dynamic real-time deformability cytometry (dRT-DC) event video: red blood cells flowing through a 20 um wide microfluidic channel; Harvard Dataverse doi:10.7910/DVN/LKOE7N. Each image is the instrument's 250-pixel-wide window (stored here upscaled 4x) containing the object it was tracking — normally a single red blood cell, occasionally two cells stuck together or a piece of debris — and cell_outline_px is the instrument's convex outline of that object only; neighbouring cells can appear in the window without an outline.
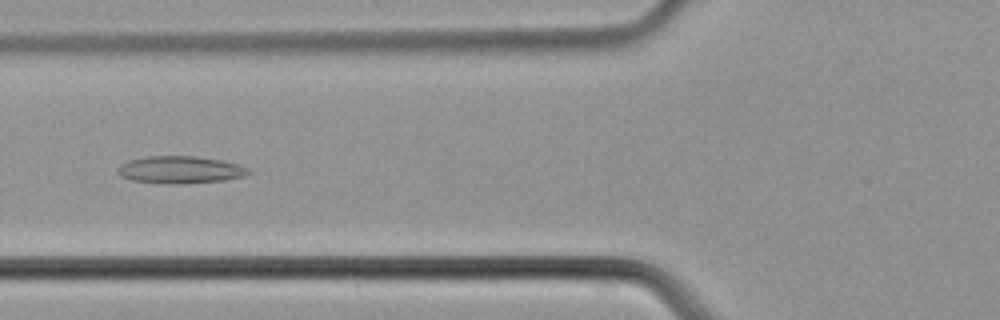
{"species": "common noctule bat (a hibernating species)", "species_latin": "Nyctalus noctula", "temperature_condition": "cold", "stored_images_in_passage": 37, "camera_frame_rate_fps": 3000, "um_per_image_px": 0.085, "animal": {"sex": "male", "body_mass_g": 21.5, "forearm_length_mm": 52.0}, "frame": {"image": 1, "passage_image": 7, "time_ms": 2.0, "image_size_px": [1000, 320], "cell_outline_px": [[252, 172], [244, 176], [224, 180], [184, 184], [164, 184], [132, 180], [120, 176], [116, 172], [116, 168], [120, 164], [128, 160], [148, 156], [196, 156], [220, 160], [240, 164], [248, 168]], "centroid_in_image_um": [15.29, 14.43], "position_along_channel_um": 110.5, "area_um2": 21.1}}
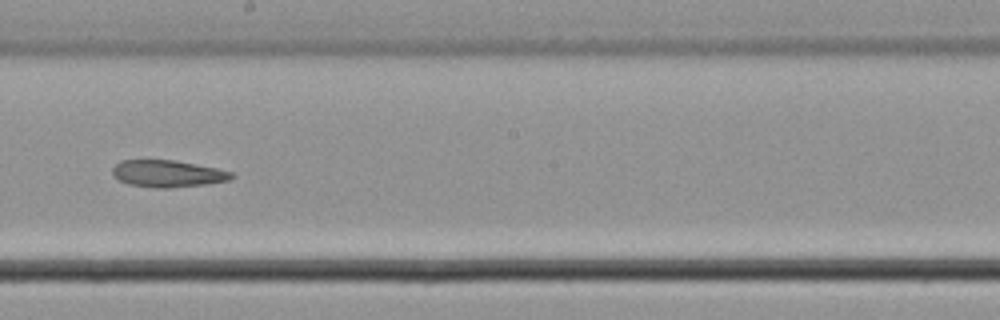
{"frame": {"image": 2, "passage_image": 16, "time_ms": 5.0, "image_size_px": [1000, 320], "cell_outline_px": [[236, 176], [228, 180], [208, 184], [172, 188], [156, 188], [128, 184], [112, 176], [112, 168], [120, 160], [172, 160], [216, 168], [232, 172]], "centroid_in_image_um": [14.24, 14.77], "position_along_channel_um": 234.0, "area_um2": 18.73}}
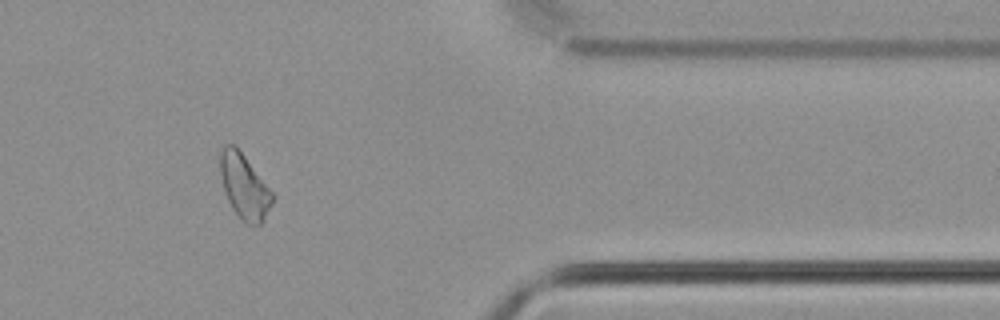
{"frame": {"image": 3, "passage_image": 29, "time_ms": 9.333, "image_size_px": [1000, 320], "cell_outline_px": [[276, 196], [264, 220], [260, 224], [248, 224], [240, 220], [232, 208], [228, 200], [224, 188], [220, 172], [220, 152], [224, 144], [232, 144], [244, 156]], "centroid_in_image_um": [20.78, 15.88], "position_along_channel_um": 390.6, "area_um2": 19.48}}